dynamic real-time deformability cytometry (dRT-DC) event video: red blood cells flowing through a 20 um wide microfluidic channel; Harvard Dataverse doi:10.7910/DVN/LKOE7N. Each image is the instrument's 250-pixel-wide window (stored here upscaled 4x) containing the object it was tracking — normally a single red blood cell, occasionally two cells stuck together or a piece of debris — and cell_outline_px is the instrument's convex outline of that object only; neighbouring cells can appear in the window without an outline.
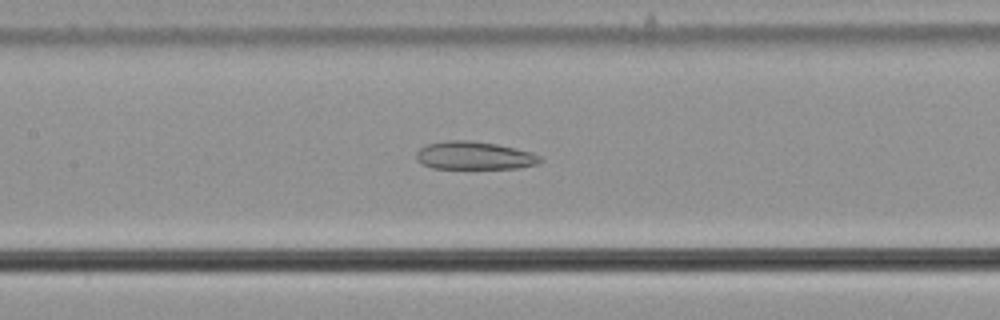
{"species": "common noctule bat (a hibernating species)", "species_latin": "Nyctalus noctula", "temperature_condition": "cold", "stored_images_in_passage": 56, "camera_frame_rate_fps": 3000, "um_per_image_px": 0.085, "animal": {"sex": "male", "body_mass_g": 21.5, "forearm_length_mm": 52.0}, "frame": {"image": 1, "passage_image": 27, "time_ms": 8.667, "image_size_px": [1000, 320], "cell_outline_px": [[544, 160], [536, 164], [520, 168], [432, 168], [420, 164], [416, 160], [416, 152], [420, 148], [428, 144], [448, 140], [472, 140], [496, 144], [532, 152], [540, 156]], "centroid_in_image_um": [40.3, 13.22], "position_along_channel_um": 167.1, "area_um2": 20.29}}
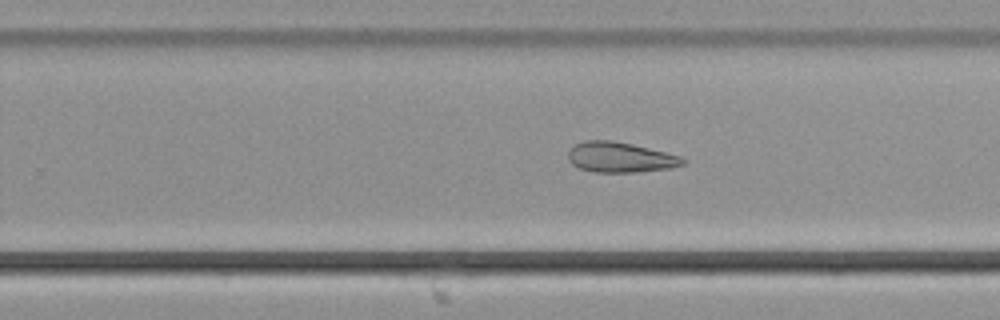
{"frame": {"image": 2, "passage_image": 36, "time_ms": 11.667, "image_size_px": [1000, 320], "cell_outline_px": [[688, 160], [684, 164], [672, 168], [636, 172], [592, 172], [580, 168], [572, 164], [568, 160], [568, 152], [576, 144], [584, 140], [612, 140], [632, 144], [680, 156]], "centroid_in_image_um": [52.72, 13.37], "position_along_channel_um": 277.1, "area_um2": 20.23}}
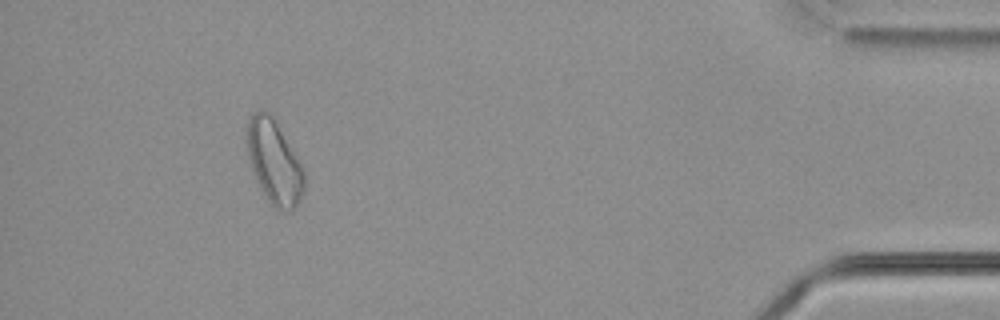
{"frame": {"image": 3, "passage_image": 52, "time_ms": 17.0, "image_size_px": [1000, 320], "cell_outline_px": [[304, 192], [300, 200], [292, 212], [276, 208], [264, 196], [260, 188], [252, 168], [248, 156], [244, 140], [248, 120], [252, 112], [260, 108], [268, 112], [272, 116], [304, 168]], "centroid_in_image_um": [23.28, 13.75], "position_along_channel_um": 411.9, "area_um2": 28.21}, "authors_computed_cell_mechanics": {"area_um2": 26.0967, "velocity_mm_per_s": 3.6831, "shape_relaxation_time_tau1_ms": null, "shape_relaxation_time_tau2_ms": 2.7093, "deformation_change_tau1": null, "deformation_change_tau2": 0.103}}